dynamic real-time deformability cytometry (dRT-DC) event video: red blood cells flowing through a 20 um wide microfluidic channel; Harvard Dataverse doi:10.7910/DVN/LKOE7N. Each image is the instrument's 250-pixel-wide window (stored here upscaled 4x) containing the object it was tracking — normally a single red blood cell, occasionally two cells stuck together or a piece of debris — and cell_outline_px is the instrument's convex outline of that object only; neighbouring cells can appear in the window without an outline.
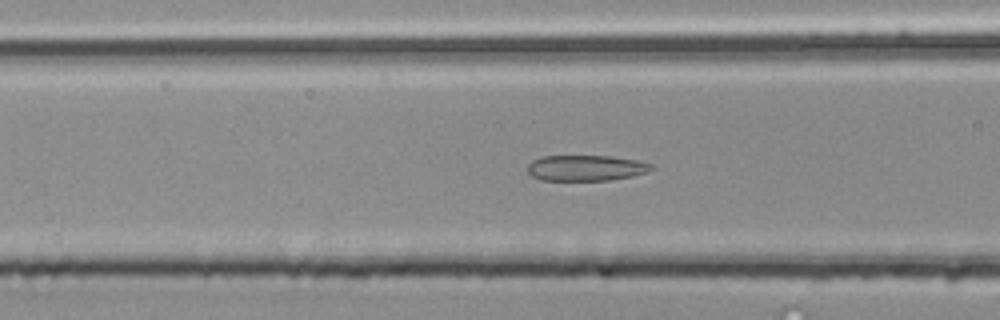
{"species": "common noctule bat (a hibernating species)", "species_latin": "Nyctalus noctula", "temperature_condition": "room temperature", "stored_images_in_passage": 38, "camera_frame_rate_fps": 3000, "um_per_image_px": 0.085, "animal": {"sex": "male", "body_mass_g": 20.4}, "frame": {"image": 1, "passage_image": 11, "time_ms": 3.333, "image_size_px": [1000, 320], "cell_outline_px": [[656, 168], [648, 172], [632, 176], [608, 180], [540, 180], [532, 176], [528, 172], [528, 164], [532, 160], [540, 156], [612, 156], [636, 160], [652, 164]], "centroid_in_image_um": [49.81, 14.27], "position_along_channel_um": 116.8, "area_um2": 18.67}}
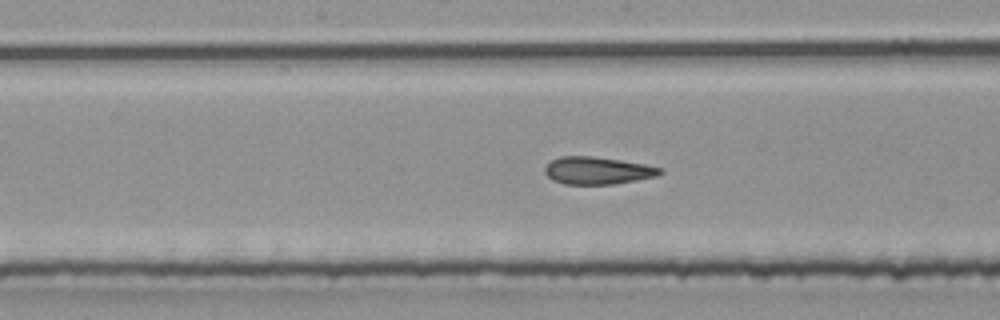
{"frame": {"image": 2, "passage_image": 17, "time_ms": 5.333, "image_size_px": [1000, 320], "cell_outline_px": [[664, 172], [656, 176], [636, 180], [612, 184], [564, 184], [552, 180], [544, 172], [544, 168], [552, 160], [560, 156], [592, 156], [620, 160], [644, 164], [664, 168]], "centroid_in_image_um": [50.79, 14.49], "position_along_channel_um": 197.4, "area_um2": 18.38}}
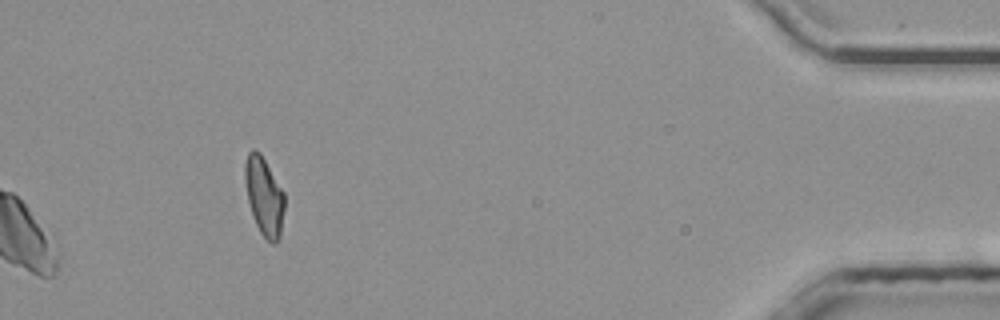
{"frame": {"image": 3, "passage_image": 38, "time_ms": 12.333, "image_size_px": [1000, 320], "cell_outline_px": [[284, 208], [280, 236], [276, 244], [272, 244], [260, 232], [252, 216], [248, 200], [244, 180], [244, 164], [248, 152], [252, 148], [260, 152], [284, 192]], "centroid_in_image_um": [22.44, 16.67], "position_along_channel_um": 412.8, "area_um2": 18.09}, "authors_computed_cell_mechanics": {"area_um2": 19.3919, "velocity_mm_per_s": 4.0185, "shape_relaxation_time_tau1_ms": 10.5689, "shape_relaxation_time_tau2_ms": 1.4214, "deformation_change_tau1": 0.2027, "deformation_change_tau2": 0.1015}}